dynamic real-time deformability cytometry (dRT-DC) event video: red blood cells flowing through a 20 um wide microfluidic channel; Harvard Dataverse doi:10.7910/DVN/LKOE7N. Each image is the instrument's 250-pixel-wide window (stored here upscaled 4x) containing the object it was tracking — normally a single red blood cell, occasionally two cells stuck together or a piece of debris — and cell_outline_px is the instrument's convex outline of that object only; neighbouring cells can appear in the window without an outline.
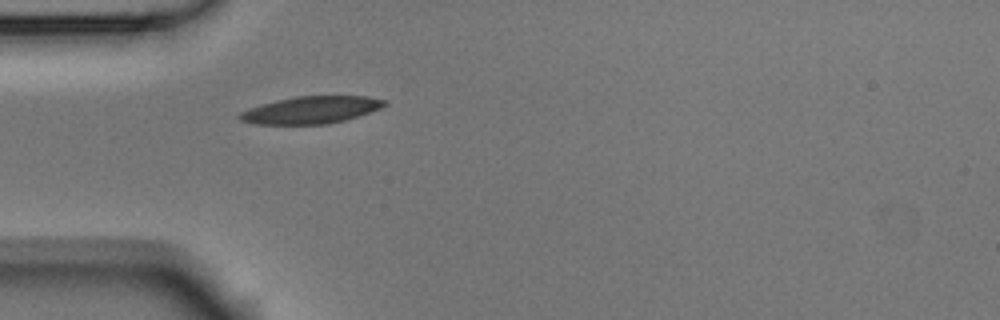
{"species": "Egyptian fruit bat (a non-hibernating species)", "species_latin": "Rousettus aegyptiacus", "temperature_condition": "room temperature", "stored_images_in_passage": 4, "camera_frame_rate_fps": 3000, "um_per_image_px": 0.085, "animal": {"sex": "male"}, "frame": {"image": 1, "passage_image": 4, "time_ms": 1.0, "image_size_px": [1000, 320], "cell_outline_px": [[388, 104], [380, 108], [344, 120], [328, 124], [256, 124], [240, 120], [236, 116], [240, 112], [248, 108], [276, 100], [296, 96], [368, 96], [388, 100]], "centroid_in_image_um": [26.43, 9.34], "position_along_channel_um": 58.6, "area_um2": 22.95}}